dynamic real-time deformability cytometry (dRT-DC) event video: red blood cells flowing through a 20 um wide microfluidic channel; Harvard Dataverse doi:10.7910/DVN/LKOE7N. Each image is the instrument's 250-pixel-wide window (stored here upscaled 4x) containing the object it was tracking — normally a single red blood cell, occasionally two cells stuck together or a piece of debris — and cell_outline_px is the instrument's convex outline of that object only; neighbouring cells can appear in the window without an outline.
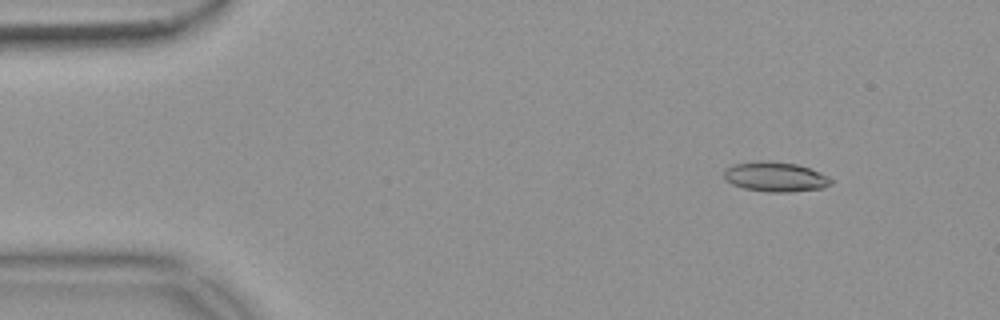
{"species": "common noctule bat (a hibernating species)", "species_latin": "Nyctalus noctula", "temperature_condition": "warm", "stored_images_in_passage": 54, "camera_frame_rate_fps": 3000, "um_per_image_px": 0.085, "animal": {"sex": "female", "body_mass_g": 18.4}, "frame": {"image": 1, "passage_image": 6, "time_ms": 1.667, "image_size_px": [1000, 320], "cell_outline_px": [[832, 184], [824, 188], [788, 192], [768, 192], [744, 188], [732, 184], [724, 176], [724, 168], [732, 164], [756, 160], [764, 160], [796, 164], [820, 172], [828, 176], [832, 180]], "centroid_in_image_um": [65.9, 15.02], "position_along_channel_um": 19.1, "area_um2": 18.67}}
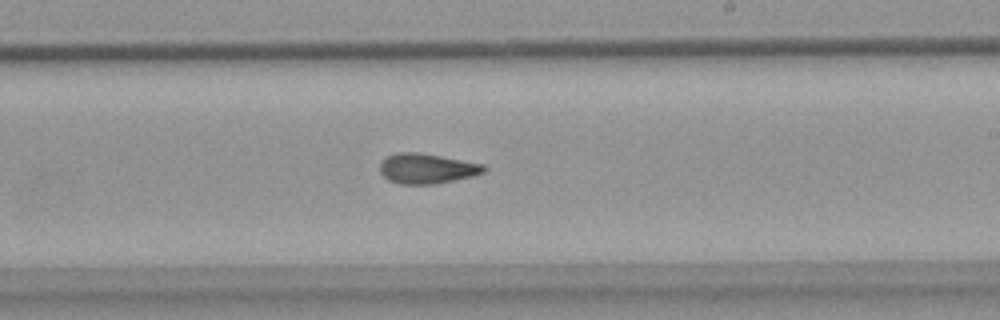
{"frame": {"image": 2, "passage_image": 32, "time_ms": 10.333, "image_size_px": [1000, 320], "cell_outline_px": [[488, 168], [484, 172], [472, 176], [436, 184], [400, 184], [388, 180], [380, 172], [380, 164], [388, 156], [396, 152], [416, 152], [440, 156], [484, 164]], "centroid_in_image_um": [36.29, 14.33], "position_along_channel_um": 252.7, "area_um2": 18.15}}
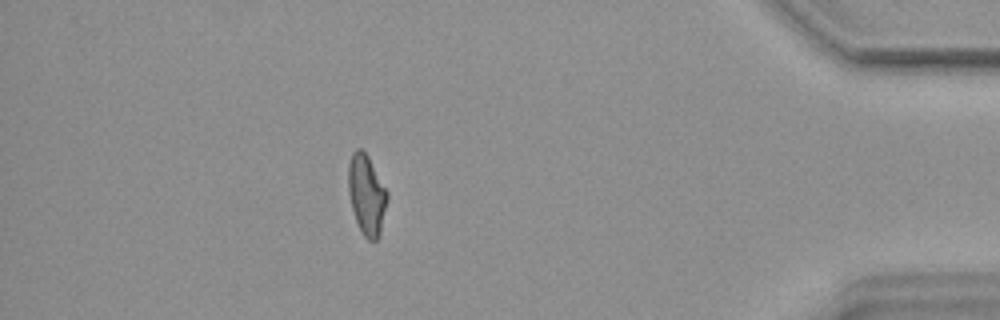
{"frame": {"image": 3, "passage_image": 48, "time_ms": 15.667, "image_size_px": [1000, 320], "cell_outline_px": [[388, 200], [380, 232], [376, 240], [368, 240], [364, 236], [356, 220], [352, 208], [348, 192], [348, 164], [352, 152], [356, 148], [360, 148], [368, 156], [388, 192]], "centroid_in_image_um": [31.16, 16.52], "position_along_channel_um": 404.0, "area_um2": 18.09}, "authors_computed_cell_mechanics": {"area_um2": 18.1203, "velocity_mm_per_s": 3.7128, "shape_relaxation_time_tau1_ms": null, "shape_relaxation_time_tau2_ms": 2.1683, "deformation_change_tau1": null, "deformation_change_tau2": 0.0933}}